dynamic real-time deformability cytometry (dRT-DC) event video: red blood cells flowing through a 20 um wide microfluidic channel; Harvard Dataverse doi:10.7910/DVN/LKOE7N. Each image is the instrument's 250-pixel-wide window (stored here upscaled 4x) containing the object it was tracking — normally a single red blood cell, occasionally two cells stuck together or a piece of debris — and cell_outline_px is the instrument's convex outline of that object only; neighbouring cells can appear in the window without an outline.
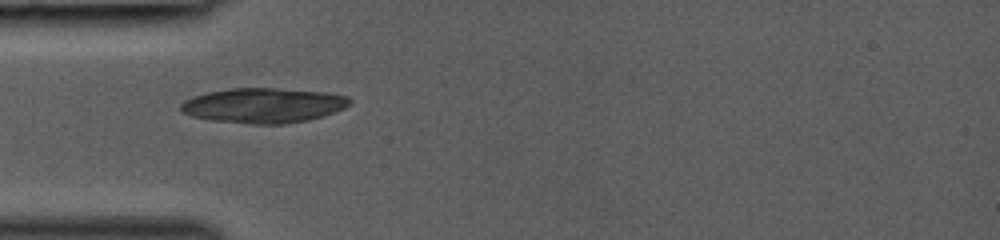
{"species": "common noctule bat (a hibernating species)", "species_latin": "Nyctalus noctula", "temperature_condition": "room temperature", "stored_images_in_passage": 30, "camera_frame_rate_fps": 3000, "um_per_image_px": 0.085, "animal": {"sex": "female", "body_mass_g": 19.0, "forearm_length_mm": 53.3}, "frame": {"image": 1, "passage_image": 1, "time_ms": 0.0, "image_size_px": [1000, 240], "cell_outline_px": [[352, 100], [344, 108], [308, 120], [284, 124], [248, 124], [208, 120], [192, 116], [180, 112], [180, 104], [184, 100], [192, 96], [208, 92], [228, 88], [272, 88], [328, 92], [348, 96]], "centroid_in_image_um": [22.33, 8.96], "position_along_channel_um": 62.7, "area_um2": 34.56}}
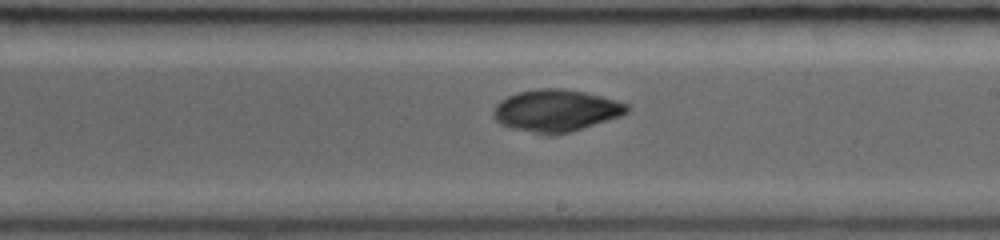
{"frame": {"image": 2, "passage_image": 13, "time_ms": 4.0, "image_size_px": [1000, 240], "cell_outline_px": [[632, 108], [628, 112], [620, 116], [572, 132], [552, 136], [548, 136], [512, 128], [500, 124], [492, 116], [492, 112], [496, 104], [500, 100], [508, 96], [520, 92], [540, 88], [564, 88], [584, 92], [616, 100], [628, 104]], "centroid_in_image_um": [47.26, 9.41], "position_along_channel_um": 241.7, "area_um2": 33.0}}
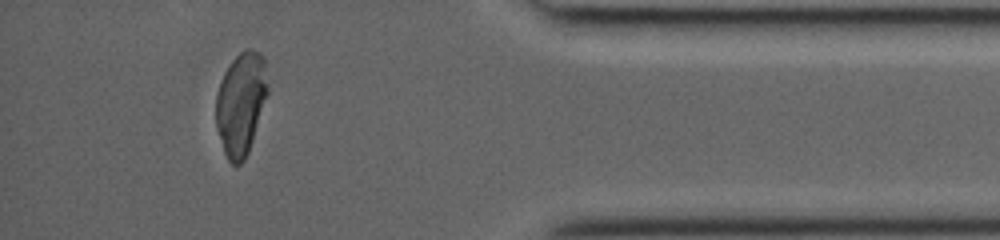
{"frame": {"image": 3, "passage_image": 26, "time_ms": 8.333, "image_size_px": [1000, 240], "cell_outline_px": [[268, 92], [248, 152], [244, 160], [240, 164], [232, 164], [228, 160], [224, 152], [216, 128], [216, 92], [220, 80], [224, 72], [232, 60], [244, 48], [252, 48], [260, 52], [264, 56], [268, 88]], "centroid_in_image_um": [20.47, 8.76], "position_along_channel_um": 414.7, "area_um2": 31.1}}